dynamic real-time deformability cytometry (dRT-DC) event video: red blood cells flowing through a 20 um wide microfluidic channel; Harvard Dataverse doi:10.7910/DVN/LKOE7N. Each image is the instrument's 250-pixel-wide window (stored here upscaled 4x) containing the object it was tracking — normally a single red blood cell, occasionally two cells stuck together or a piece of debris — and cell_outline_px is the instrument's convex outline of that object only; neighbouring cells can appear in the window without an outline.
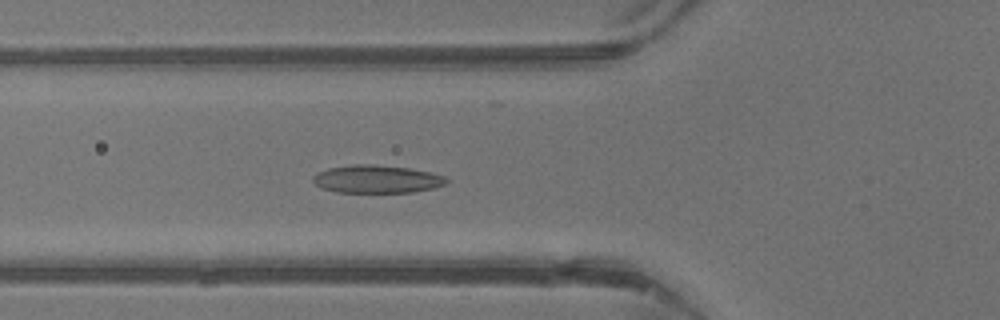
{"species": "common noctule bat (a hibernating species)", "species_latin": "Nyctalus noctula", "temperature_condition": "warm", "stored_images_in_passage": 32, "camera_frame_rate_fps": 3000, "um_per_image_px": 0.085, "animal": {"sex": "male", "body_mass_g": 13.3}, "frame": {"image": 1, "passage_image": 5, "time_ms": 1.333, "image_size_px": [1000, 320], "cell_outline_px": [[448, 180], [444, 184], [432, 188], [412, 192], [336, 192], [324, 188], [316, 184], [312, 180], [312, 176], [316, 172], [328, 168], [352, 164], [376, 164], [408, 168], [428, 172], [444, 176]], "centroid_in_image_um": [31.97, 15.21], "position_along_channel_um": 93.8, "area_um2": 21.56}}
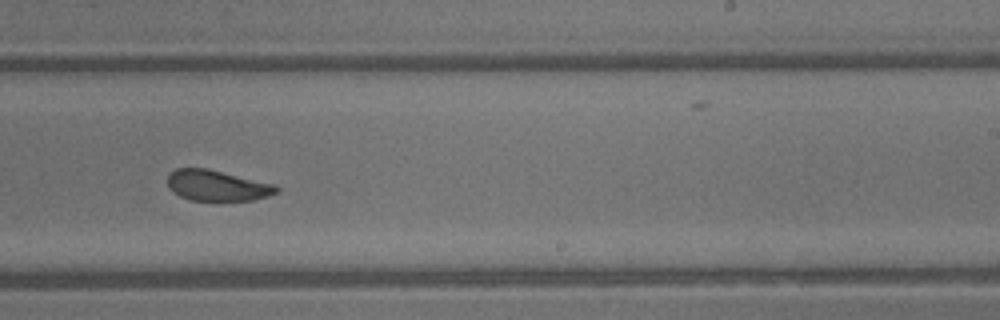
{"frame": {"image": 2, "passage_image": 16, "time_ms": 5.0, "image_size_px": [1000, 320], "cell_outline_px": [[280, 192], [268, 196], [252, 200], [220, 204], [192, 200], [180, 196], [172, 192], [168, 188], [168, 176], [176, 168], [204, 168], [276, 184], [280, 188]], "centroid_in_image_um": [18.49, 15.83], "position_along_channel_um": 270.5, "area_um2": 20.29}}
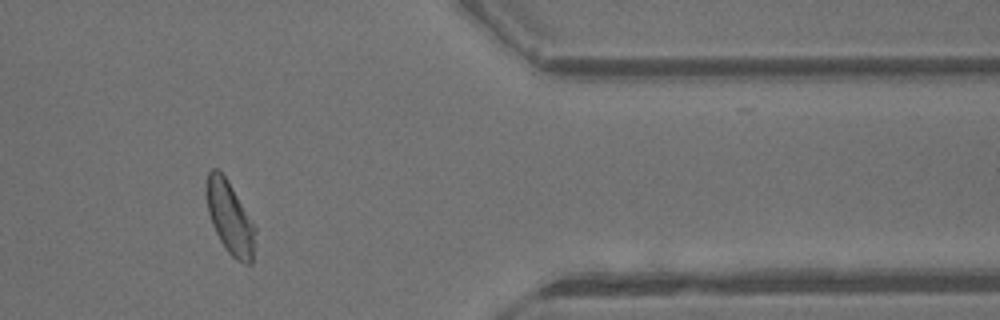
{"frame": {"image": 3, "passage_image": 25, "time_ms": 8.0, "image_size_px": [1000, 320], "cell_outline_px": [[256, 228], [252, 264], [244, 264], [236, 260], [228, 252], [220, 240], [212, 224], [208, 212], [204, 192], [204, 188], [208, 172], [212, 168], [216, 168], [228, 180]], "centroid_in_image_um": [19.51, 18.49], "position_along_channel_um": 391.9, "area_um2": 20.75}, "authors_computed_cell_mechanics": {"area_um2": 20.808, "velocity_mm_per_s": 4.8177, "shape_relaxation_time_tau1_ms": 3.8548, "shape_relaxation_time_tau2_ms": 1.4438, "deformation_change_tau1": 0.1433, "deformation_change_tau2": 0.0632}}